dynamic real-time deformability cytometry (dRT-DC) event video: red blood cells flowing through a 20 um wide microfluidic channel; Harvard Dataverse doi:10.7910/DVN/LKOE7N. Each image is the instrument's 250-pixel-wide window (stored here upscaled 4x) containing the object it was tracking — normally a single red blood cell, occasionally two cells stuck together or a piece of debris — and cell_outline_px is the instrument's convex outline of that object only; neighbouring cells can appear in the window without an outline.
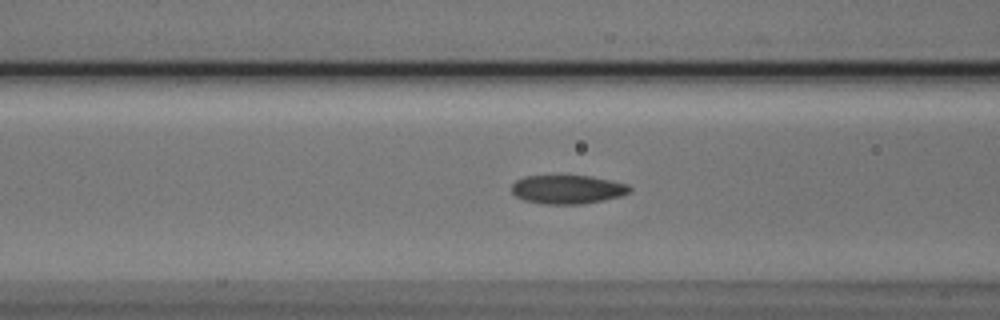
{"species": "Egyptian fruit bat (a non-hibernating species)", "species_latin": "Rousettus aegyptiacus", "temperature_condition": "cold", "stored_images_in_passage": 44, "camera_frame_rate_fps": 3000, "um_per_image_px": 0.085, "animal": {"sex": "male"}, "frame": {"image": 1, "passage_image": 19, "time_ms": 6.0, "image_size_px": [1000, 320], "cell_outline_px": [[632, 192], [620, 196], [604, 200], [584, 204], [544, 204], [524, 200], [516, 196], [512, 192], [512, 184], [516, 180], [524, 176], [592, 176], [612, 180], [628, 184], [632, 188]], "centroid_in_image_um": [48.28, 16.1], "position_along_channel_um": 118.3, "area_um2": 19.94}}
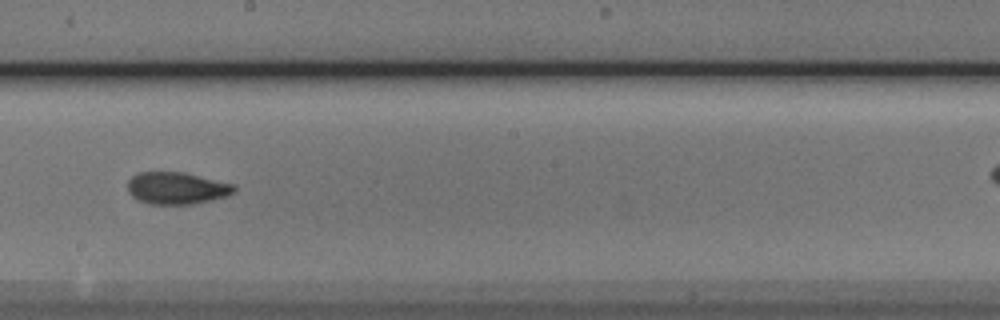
{"frame": {"image": 2, "passage_image": 28, "time_ms": 9.0, "image_size_px": [1000, 320], "cell_outline_px": [[236, 192], [228, 196], [192, 204], [148, 204], [136, 200], [128, 192], [128, 180], [132, 176], [140, 172], [184, 172], [236, 184]], "centroid_in_image_um": [15.04, 15.99], "position_along_channel_um": 233.2, "area_um2": 20.17}}
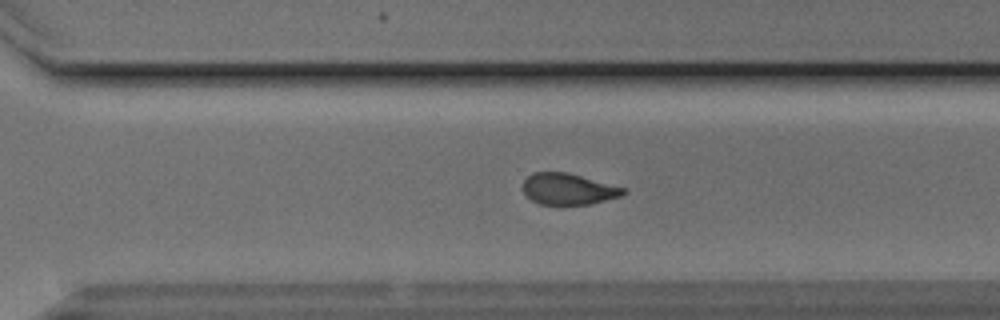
{"frame": {"image": 3, "passage_image": 35, "time_ms": 11.333, "image_size_px": [1000, 320], "cell_outline_px": [[624, 192], [620, 196], [592, 204], [560, 208], [540, 204], [532, 200], [524, 192], [524, 180], [532, 172], [568, 172], [624, 188]], "centroid_in_image_um": [48.27, 16.11], "position_along_channel_um": 322.3, "area_um2": 18.73}}